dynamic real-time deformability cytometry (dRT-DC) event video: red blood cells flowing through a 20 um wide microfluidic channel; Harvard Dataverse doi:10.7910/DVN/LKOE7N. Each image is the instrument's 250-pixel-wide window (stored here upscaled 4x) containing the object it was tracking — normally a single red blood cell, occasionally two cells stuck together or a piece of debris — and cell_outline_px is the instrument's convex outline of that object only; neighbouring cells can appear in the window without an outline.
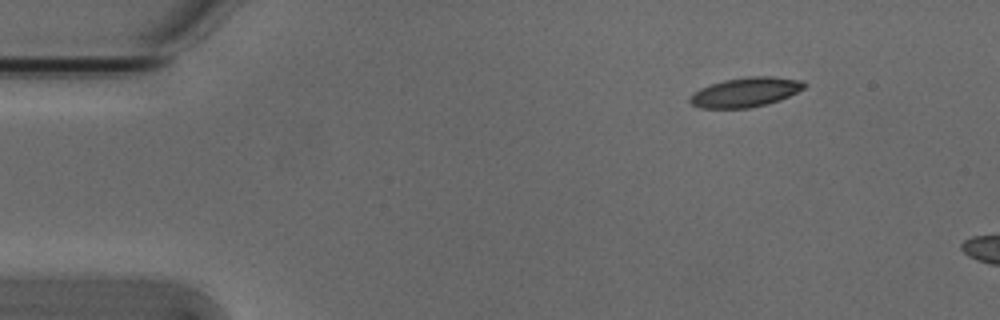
{"species": "Egyptian fruit bat (a non-hibernating species)", "species_latin": "Rousettus aegyptiacus", "temperature_condition": "cold", "stored_images_in_passage": 3, "camera_frame_rate_fps": 3000, "um_per_image_px": 0.085, "animal": {"sex": "male"}, "frame": {"image": 1, "passage_image": 1, "time_ms": 0.0, "image_size_px": [1000, 320], "cell_outline_px": [[808, 84], [804, 88], [780, 100], [768, 104], [748, 108], [700, 108], [692, 104], [688, 100], [688, 96], [700, 88], [724, 80], [748, 76], [772, 76], [804, 80]], "centroid_in_image_um": [63.38, 7.83], "position_along_channel_um": 21.6, "area_um2": 19.83}}